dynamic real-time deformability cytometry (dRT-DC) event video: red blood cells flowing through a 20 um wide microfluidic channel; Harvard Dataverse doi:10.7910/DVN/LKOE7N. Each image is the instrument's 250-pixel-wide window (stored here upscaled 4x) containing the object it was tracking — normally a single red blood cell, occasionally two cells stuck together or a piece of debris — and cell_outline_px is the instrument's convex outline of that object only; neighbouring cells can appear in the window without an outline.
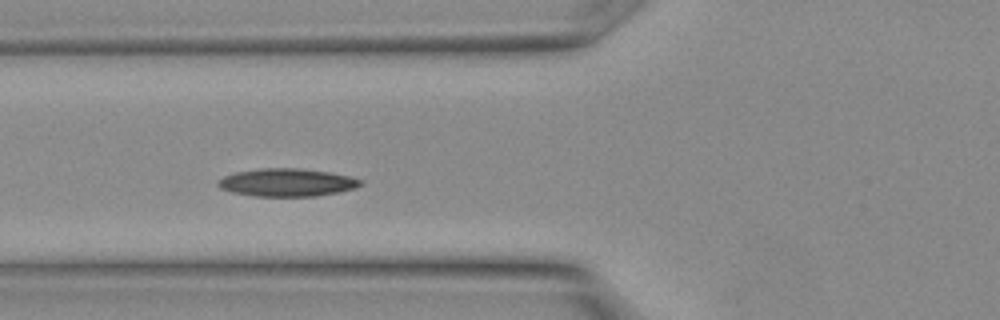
{"species": "Egyptian fruit bat (a non-hibernating species)", "species_latin": "Rousettus aegyptiacus", "temperature_condition": "warm", "stored_images_in_passage": 14, "camera_frame_rate_fps": 3000, "um_per_image_px": 0.085, "animal": {"sex": "female"}, "frame": {"image": 1, "passage_image": 5, "time_ms": 1.333, "image_size_px": [1000, 320], "cell_outline_px": [[364, 184], [356, 188], [316, 196], [256, 196], [232, 192], [220, 188], [216, 184], [224, 176], [236, 172], [260, 168], [300, 168], [328, 172], [348, 176], [360, 180]], "centroid_in_image_um": [24.38, 15.51], "position_along_channel_um": 101.4, "area_um2": 22.95}}
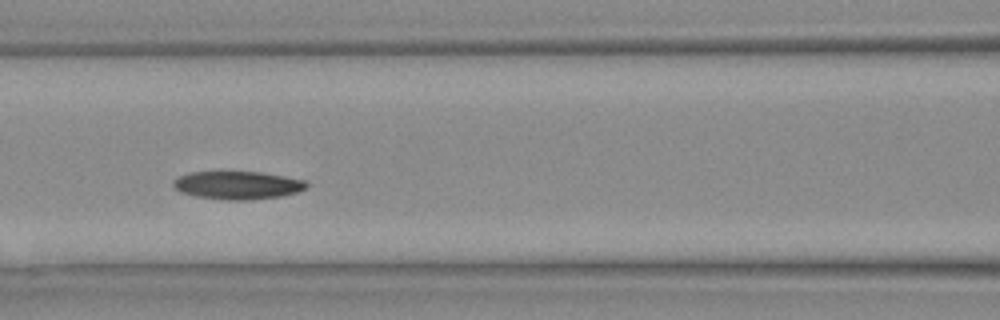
{"frame": {"image": 2, "passage_image": 7, "time_ms": 2.0, "image_size_px": [1000, 320], "cell_outline_px": [[308, 188], [296, 192], [280, 196], [248, 200], [224, 200], [196, 196], [180, 192], [172, 184], [180, 176], [188, 172], [260, 172], [284, 176], [304, 180], [308, 184]], "centroid_in_image_um": [20.21, 15.74], "position_along_channel_um": 146.4, "area_um2": 21.62}}